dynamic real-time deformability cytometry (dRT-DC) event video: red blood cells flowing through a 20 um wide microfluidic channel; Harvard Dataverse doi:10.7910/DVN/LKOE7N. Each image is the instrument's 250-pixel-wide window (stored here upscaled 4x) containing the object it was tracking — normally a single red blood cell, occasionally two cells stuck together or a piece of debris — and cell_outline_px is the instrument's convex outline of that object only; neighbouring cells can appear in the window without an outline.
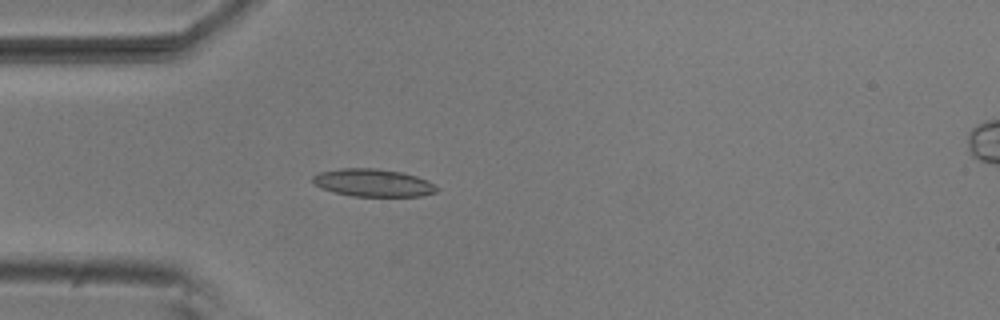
{"species": "common noctule bat (a hibernating species)", "species_latin": "Nyctalus noctula", "temperature_condition": "room temperature", "stored_images_in_passage": 5, "camera_frame_rate_fps": 3000, "um_per_image_px": 0.085, "animal": {"sex": "male", "body_mass_g": 20.5, "forearm_length_mm": 52.5}, "frame": {"image": 1, "passage_image": 5, "time_ms": 1.333, "image_size_px": [1000, 320], "cell_outline_px": [[440, 188], [436, 192], [420, 196], [352, 196], [320, 188], [312, 180], [312, 176], [320, 172], [340, 168], [376, 168], [400, 172], [416, 176]], "centroid_in_image_um": [31.69, 15.53], "position_along_channel_um": 53.3, "area_um2": 19.77}}